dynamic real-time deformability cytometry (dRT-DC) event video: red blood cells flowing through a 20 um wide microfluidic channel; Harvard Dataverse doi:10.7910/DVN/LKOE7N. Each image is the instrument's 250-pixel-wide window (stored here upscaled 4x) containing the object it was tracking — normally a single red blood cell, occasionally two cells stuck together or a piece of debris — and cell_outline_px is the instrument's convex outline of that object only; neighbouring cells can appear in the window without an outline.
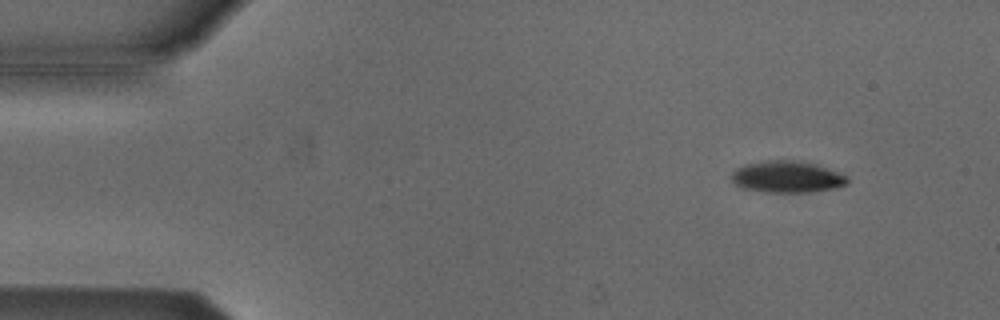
{"species": "Egyptian fruit bat (a non-hibernating species)", "species_latin": "Rousettus aegyptiacus", "temperature_condition": "cold", "stored_images_in_passage": 4, "camera_frame_rate_fps": 3000, "um_per_image_px": 0.085, "animal": {"sex": "male"}, "frame": {"image": 1, "passage_image": 2, "time_ms": 0.333, "image_size_px": [1000, 320], "cell_outline_px": [[848, 184], [836, 188], [808, 192], [764, 192], [744, 188], [736, 184], [728, 176], [736, 168], [744, 164], [764, 160], [800, 160], [816, 164], [848, 176]], "centroid_in_image_um": [66.88, 15.02], "position_along_channel_um": 18.1, "area_um2": 21.62}}